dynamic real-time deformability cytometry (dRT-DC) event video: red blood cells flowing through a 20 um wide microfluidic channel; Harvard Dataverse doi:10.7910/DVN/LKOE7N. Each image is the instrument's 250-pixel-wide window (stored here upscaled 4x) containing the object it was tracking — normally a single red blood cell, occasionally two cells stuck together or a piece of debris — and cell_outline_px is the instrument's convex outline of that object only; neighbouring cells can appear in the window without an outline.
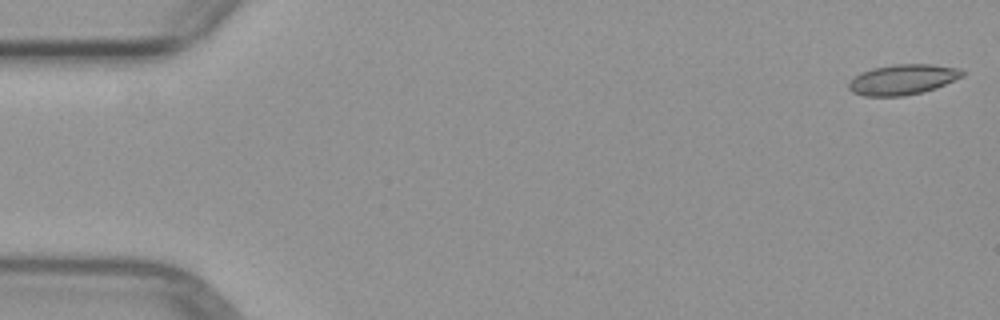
{"species": "common noctule bat (a hibernating species)", "species_latin": "Nyctalus noctula", "temperature_condition": "warm", "stored_images_in_passage": 5, "camera_frame_rate_fps": 3000, "um_per_image_px": 0.085, "animal": {"sex": "female", "body_mass_g": 29.2, "forearm_length_mm": 56.3}, "frame": {"image": 1, "passage_image": 1, "time_ms": 0.0, "image_size_px": [1000, 320], "cell_outline_px": [[964, 76], [936, 88], [904, 96], [864, 96], [852, 92], [848, 88], [848, 84], [860, 72], [872, 68], [892, 64], [932, 64], [960, 68], [964, 72]], "centroid_in_image_um": [76.74, 6.75], "position_along_channel_um": 8.3, "area_um2": 20.11}}